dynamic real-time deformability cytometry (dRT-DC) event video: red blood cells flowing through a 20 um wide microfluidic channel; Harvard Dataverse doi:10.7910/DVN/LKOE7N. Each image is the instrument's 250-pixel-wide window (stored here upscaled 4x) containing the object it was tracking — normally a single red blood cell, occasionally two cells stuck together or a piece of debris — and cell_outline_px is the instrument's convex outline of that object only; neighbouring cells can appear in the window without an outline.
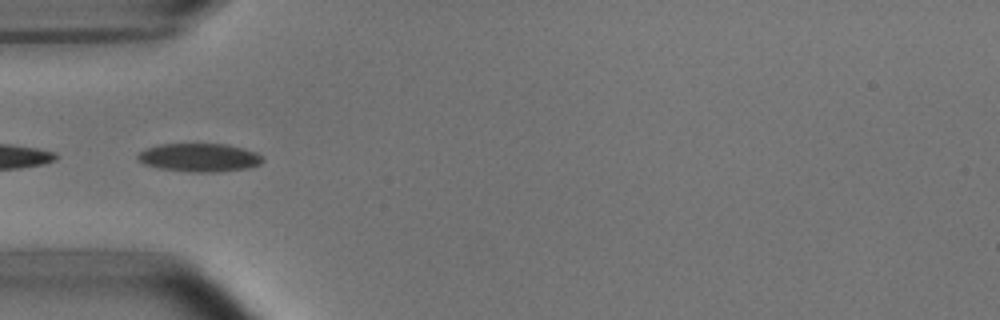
{"species": "common noctule bat (a hibernating species)", "species_latin": "Nyctalus noctula", "temperature_condition": "room temperature", "stored_images_in_passage": 8, "camera_frame_rate_fps": 3000, "um_per_image_px": 0.085, "animal": {"sex": "male", "body_mass_g": 15.6}, "frame": {"image": 1, "passage_image": 6, "time_ms": 5.333, "image_size_px": [1000, 320], "cell_outline_px": [[264, 160], [260, 164], [248, 168], [216, 172], [188, 172], [160, 168], [144, 164], [136, 156], [140, 152], [148, 148], [160, 144], [224, 144], [244, 148], [256, 152], [264, 156]], "centroid_in_image_um": [16.99, 13.39], "position_along_channel_um": 68.0, "area_um2": 20.63}}
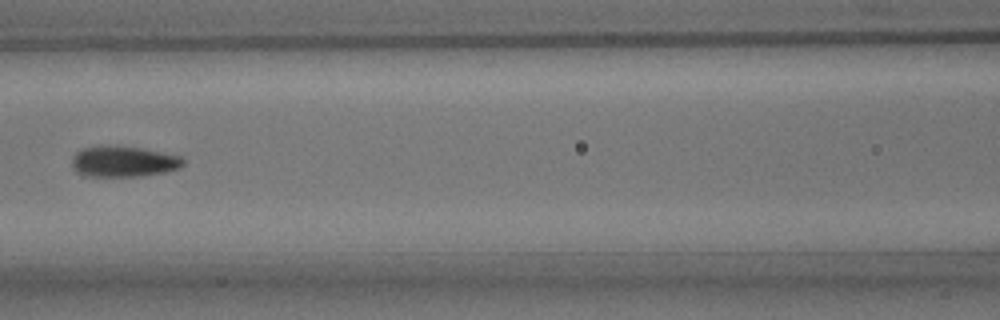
{"frame": {"image": 2, "passage_image": 8, "time_ms": 7.667, "image_size_px": [1000, 320], "cell_outline_px": [[184, 164], [180, 168], [164, 172], [140, 176], [84, 176], [76, 172], [72, 168], [72, 156], [76, 152], [84, 148], [108, 144], [140, 148], [180, 156], [184, 160]], "centroid_in_image_um": [10.45, 13.72], "position_along_channel_um": 156.1, "area_um2": 20.11}}